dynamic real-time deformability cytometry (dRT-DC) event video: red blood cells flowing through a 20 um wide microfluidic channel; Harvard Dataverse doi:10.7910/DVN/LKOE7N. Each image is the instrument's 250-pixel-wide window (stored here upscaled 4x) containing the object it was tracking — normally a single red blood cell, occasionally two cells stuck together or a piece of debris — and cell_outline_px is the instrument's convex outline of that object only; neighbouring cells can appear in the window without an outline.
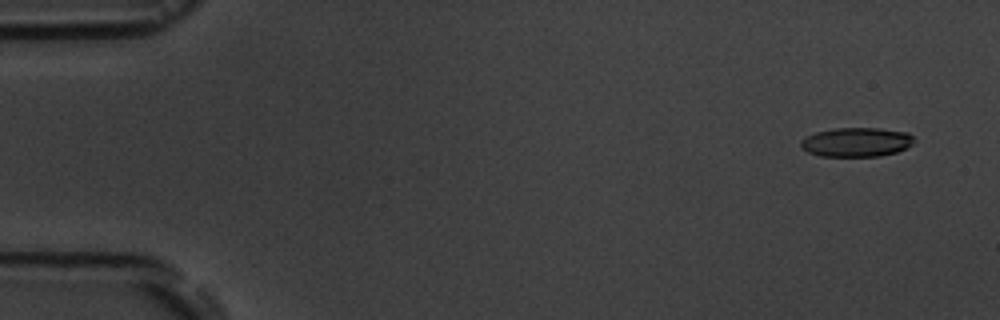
{"species": "common noctule bat (a hibernating species)", "species_latin": "Nyctalus noctula", "temperature_condition": "room temperature", "stored_images_in_passage": 7, "camera_frame_rate_fps": 3000, "um_per_image_px": 0.085, "animal": {"sex": "male", "body_mass_g": 19.5, "forearm_length_mm": 54.6}, "frame": {"image": 1, "passage_image": 2, "time_ms": 1.0, "image_size_px": [1000, 320], "cell_outline_px": [[912, 144], [896, 152], [880, 156], [820, 156], [808, 152], [800, 148], [800, 140], [816, 132], [836, 128], [880, 128], [908, 132], [912, 136]], "centroid_in_image_um": [72.76, 12.08], "position_along_channel_um": 12.2, "area_um2": 19.19}}
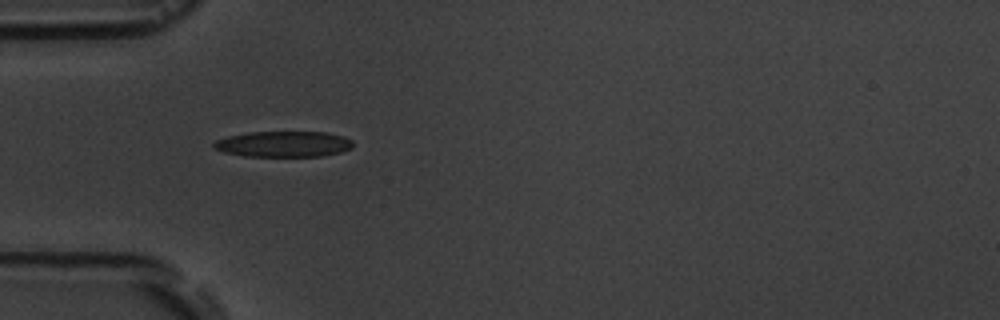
{"frame": {"image": 2, "passage_image": 6, "time_ms": 5.667, "image_size_px": [1000, 320], "cell_outline_px": [[352, 148], [340, 152], [320, 156], [244, 156], [224, 152], [212, 148], [212, 144], [216, 140], [228, 136], [248, 132], [328, 132], [344, 136], [352, 140]], "centroid_in_image_um": [24.09, 12.24], "position_along_channel_um": 60.9, "area_um2": 20.98}}
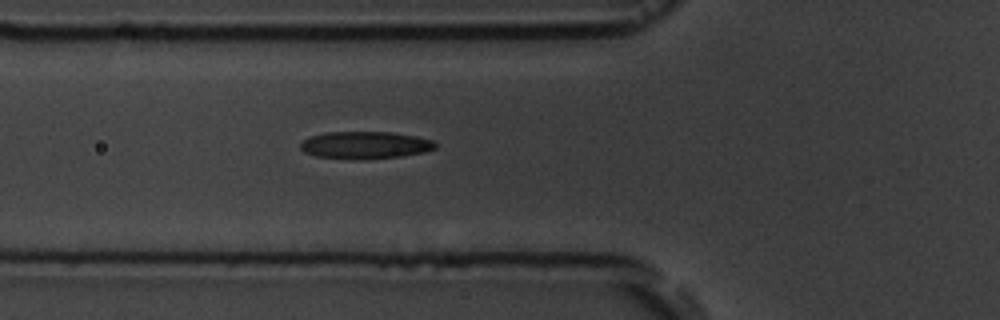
{"frame": {"image": 3, "passage_image": 7, "time_ms": 6.667, "image_size_px": [1000, 320], "cell_outline_px": [[436, 148], [424, 152], [400, 156], [316, 156], [304, 152], [300, 148], [300, 144], [308, 136], [324, 132], [392, 132], [416, 136], [432, 140], [436, 144]], "centroid_in_image_um": [31.04, 12.27], "position_along_channel_um": 94.8, "area_um2": 20.35}}